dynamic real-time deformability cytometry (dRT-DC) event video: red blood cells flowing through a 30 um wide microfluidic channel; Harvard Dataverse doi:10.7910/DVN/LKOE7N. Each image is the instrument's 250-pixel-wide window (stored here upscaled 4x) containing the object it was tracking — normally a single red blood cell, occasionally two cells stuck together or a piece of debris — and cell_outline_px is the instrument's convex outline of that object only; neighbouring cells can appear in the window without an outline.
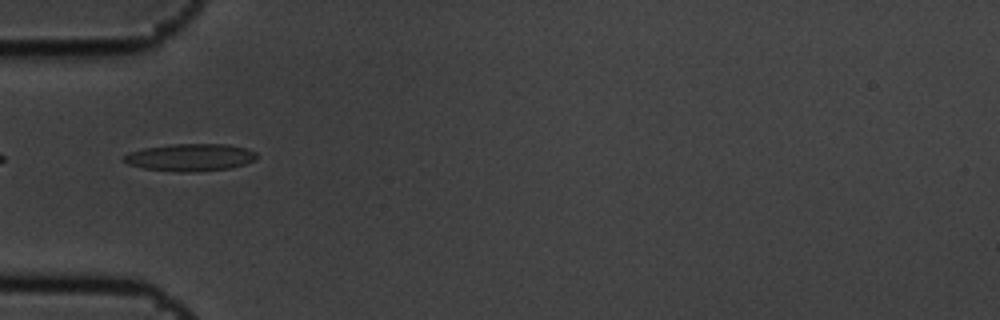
{"species": "common noctule bat (a hibernating species)", "species_latin": "Nyctalus noctula", "temperature_condition": "cold", "stored_images_in_passage": 6, "camera_frame_rate_fps": 3000, "um_per_image_px": 0.085, "animal": {"sex": "male", "body_mass_g": 19.5, "forearm_length_mm": 54.6}, "frame": {"image": 1, "passage_image": 2, "time_ms": 0.333, "image_size_px": [1000, 320], "cell_outline_px": [[256, 160], [232, 168], [192, 172], [180, 172], [144, 168], [128, 164], [120, 160], [128, 152], [144, 148], [172, 144], [228, 144], [248, 148], [256, 152]], "centroid_in_image_um": [16.18, 13.37], "position_along_channel_um": 68.8, "area_um2": 21.33}}
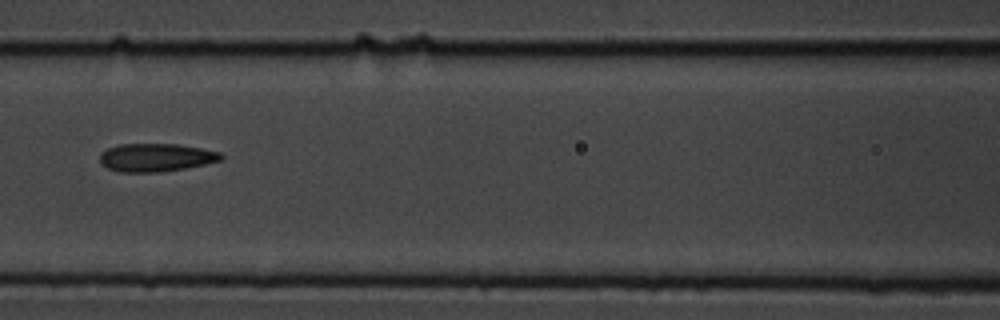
{"frame": {"image": 2, "passage_image": 4, "time_ms": 1.0, "image_size_px": [1000, 320], "cell_outline_px": [[224, 156], [220, 160], [204, 164], [184, 168], [156, 172], [120, 172], [108, 168], [100, 164], [100, 152], [108, 148], [120, 144], [176, 144], [200, 148], [220, 152]], "centroid_in_image_um": [13.21, 13.38], "position_along_channel_um": 153.4, "area_um2": 19.71}}
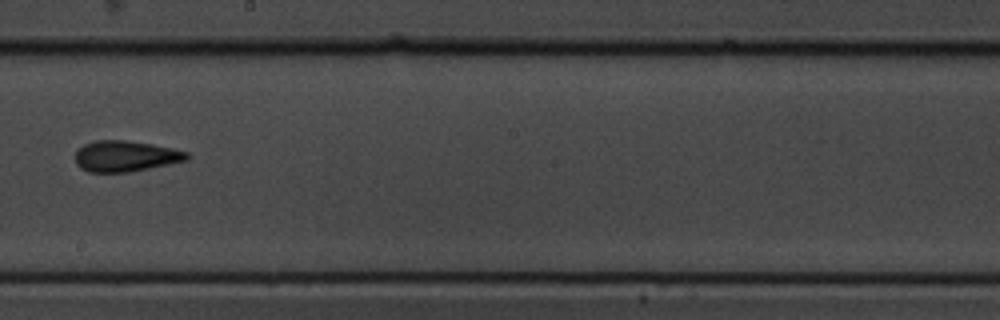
{"frame": {"image": 3, "passage_image": 6, "time_ms": 1.667, "image_size_px": [1000, 320], "cell_outline_px": [[192, 156], [188, 160], [128, 172], [88, 172], [80, 168], [76, 164], [76, 152], [84, 144], [96, 140], [124, 140], [152, 144], [172, 148], [188, 152]], "centroid_in_image_um": [10.68, 13.27], "position_along_channel_um": 237.5, "area_um2": 20.06}}